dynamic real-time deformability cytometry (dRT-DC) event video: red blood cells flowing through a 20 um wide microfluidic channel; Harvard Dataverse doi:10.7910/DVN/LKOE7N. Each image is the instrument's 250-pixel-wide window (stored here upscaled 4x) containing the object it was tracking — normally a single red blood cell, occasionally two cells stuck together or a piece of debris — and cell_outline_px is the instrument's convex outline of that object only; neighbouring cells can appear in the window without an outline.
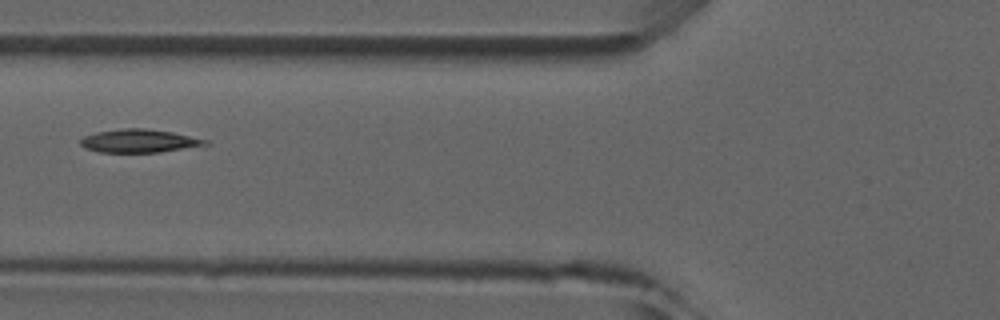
{"species": "common noctule bat (a hibernating species)", "species_latin": "Nyctalus noctula", "temperature_condition": "room temperature", "stored_images_in_passage": 6, "camera_frame_rate_fps": 3000, "um_per_image_px": 0.085, "animal": {"sex": "male", "forearm_length_mm": 52.5}, "frame": {"image": 1, "passage_image": 5, "time_ms": 5.667, "image_size_px": [1000, 320], "cell_outline_px": [[208, 144], [160, 152], [100, 152], [84, 148], [80, 144], [80, 140], [84, 136], [96, 132], [124, 128], [144, 128], [172, 132], [208, 140]], "centroid_in_image_um": [11.78, 11.97], "position_along_channel_um": 114.0, "area_um2": 16.7}}
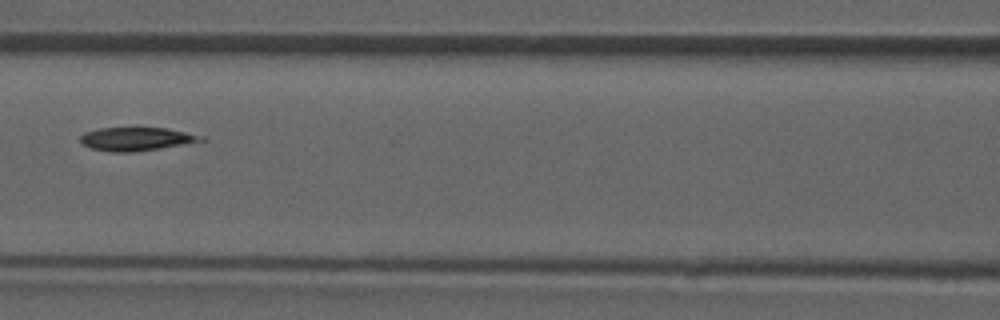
{"frame": {"image": 2, "passage_image": 6, "time_ms": 6.667, "image_size_px": [1000, 320], "cell_outline_px": [[208, 140], [188, 144], [132, 152], [108, 152], [88, 148], [80, 144], [80, 136], [84, 132], [100, 128], [136, 124], [168, 128], [204, 136]], "centroid_in_image_um": [11.58, 11.76], "position_along_channel_um": 155.0, "area_um2": 17.74}}